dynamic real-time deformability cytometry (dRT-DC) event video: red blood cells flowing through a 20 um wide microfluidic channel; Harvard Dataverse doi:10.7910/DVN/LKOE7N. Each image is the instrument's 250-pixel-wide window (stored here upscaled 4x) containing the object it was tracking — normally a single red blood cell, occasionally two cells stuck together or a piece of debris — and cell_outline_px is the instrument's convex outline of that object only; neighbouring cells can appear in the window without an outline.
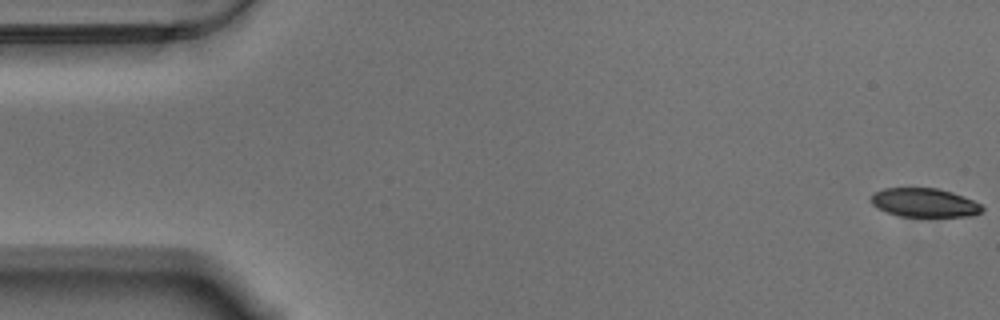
{"species": "Egyptian fruit bat (a non-hibernating species)", "species_latin": "Rousettus aegyptiacus", "temperature_condition": "warm", "stored_images_in_passage": 14, "camera_frame_rate_fps": 3000, "um_per_image_px": 0.085, "animal": {"sex": "male"}, "frame": {"image": 1, "passage_image": 1, "time_ms": 0.0, "image_size_px": [1000, 320], "cell_outline_px": [[984, 208], [976, 216], [900, 216], [888, 212], [872, 204], [868, 200], [876, 192], [884, 188], [936, 188], [952, 192], [972, 200], [980, 204]], "centroid_in_image_um": [78.58, 17.22], "position_along_channel_um": 6.4, "area_um2": 18.44}}